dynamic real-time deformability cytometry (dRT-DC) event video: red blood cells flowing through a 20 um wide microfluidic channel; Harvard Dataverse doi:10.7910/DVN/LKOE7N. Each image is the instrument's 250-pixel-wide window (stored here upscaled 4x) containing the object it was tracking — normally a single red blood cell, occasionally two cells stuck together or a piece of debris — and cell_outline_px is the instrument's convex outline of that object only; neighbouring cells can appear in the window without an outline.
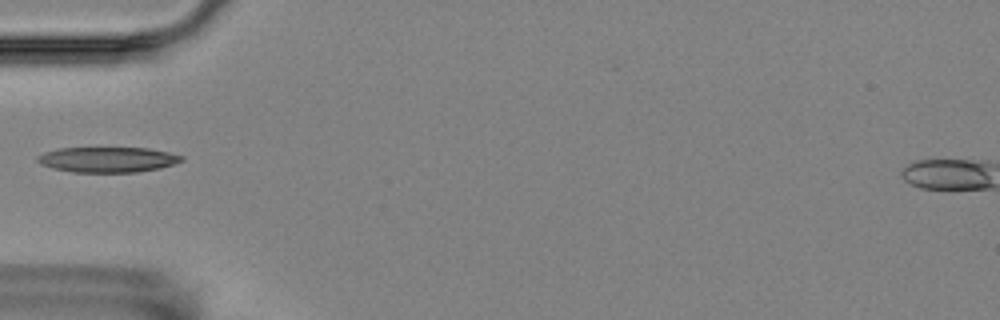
{"species": "Egyptian fruit bat (a non-hibernating species)", "species_latin": "Rousettus aegyptiacus", "temperature_condition": "room temperature", "stored_images_in_passage": 5, "camera_frame_rate_fps": 3000, "um_per_image_px": 0.085, "animal": {"sex": "female"}, "frame": {"image": 1, "passage_image": 4, "time_ms": 4.333, "image_size_px": [1000, 320], "cell_outline_px": [[184, 160], [160, 168], [136, 172], [72, 172], [52, 168], [40, 164], [36, 160], [36, 156], [44, 152], [60, 148], [148, 148], [168, 152], [184, 156]], "centroid_in_image_um": [9.12, 13.56], "position_along_channel_um": 75.9, "area_um2": 21.27}}